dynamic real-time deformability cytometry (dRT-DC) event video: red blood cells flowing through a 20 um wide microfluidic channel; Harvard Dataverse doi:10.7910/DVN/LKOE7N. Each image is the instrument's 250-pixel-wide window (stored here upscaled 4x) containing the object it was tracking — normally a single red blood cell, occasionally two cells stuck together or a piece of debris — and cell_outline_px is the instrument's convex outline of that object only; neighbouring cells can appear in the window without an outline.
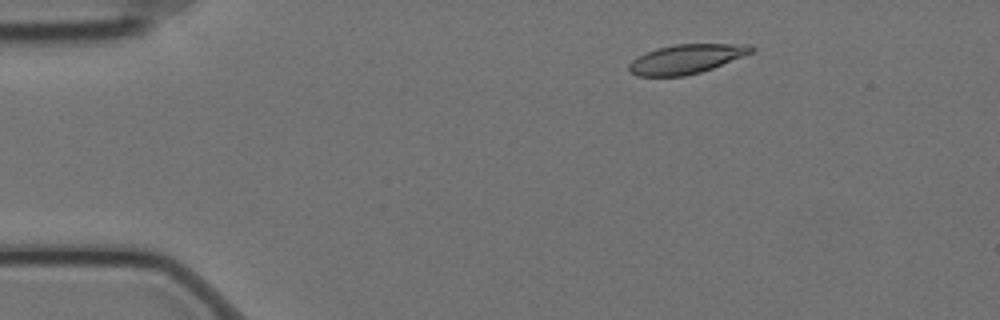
{"species": "Egyptian fruit bat (a non-hibernating species)", "species_latin": "Rousettus aegyptiacus", "temperature_condition": "cold", "stored_images_in_passage": 15, "camera_frame_rate_fps": 3000, "um_per_image_px": 0.085, "animal": {"sex": "female"}, "frame": {"image": 1, "passage_image": 3, "time_ms": 0.667, "image_size_px": [1000, 320], "cell_outline_px": [[756, 48], [752, 52], [712, 68], [700, 72], [684, 76], [636, 76], [628, 68], [628, 64], [632, 60], [656, 48], [676, 44], [752, 44]], "centroid_in_image_um": [58.34, 5.01], "position_along_channel_um": 26.7, "area_um2": 20.63}}
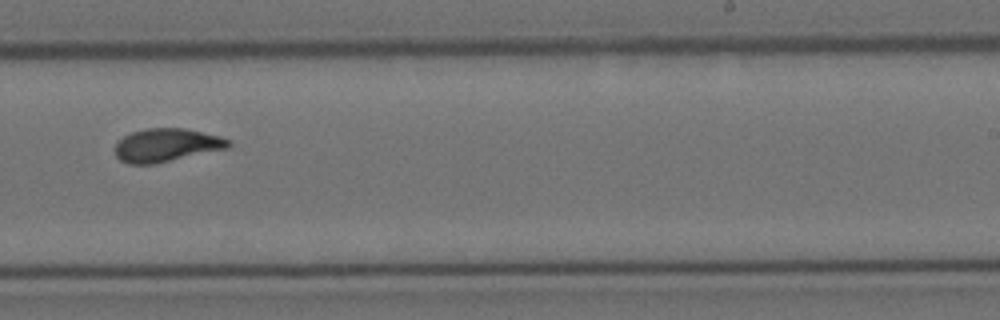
{"frame": {"image": 2, "passage_image": 10, "time_ms": 3.0, "image_size_px": [1000, 320], "cell_outline_px": [[232, 144], [228, 148], [156, 164], [128, 164], [120, 160], [116, 156], [116, 144], [124, 136], [132, 132], [148, 128], [184, 128], [220, 136], [232, 140]], "centroid_in_image_um": [14.18, 12.34], "position_along_channel_um": 274.8, "area_um2": 22.02}}
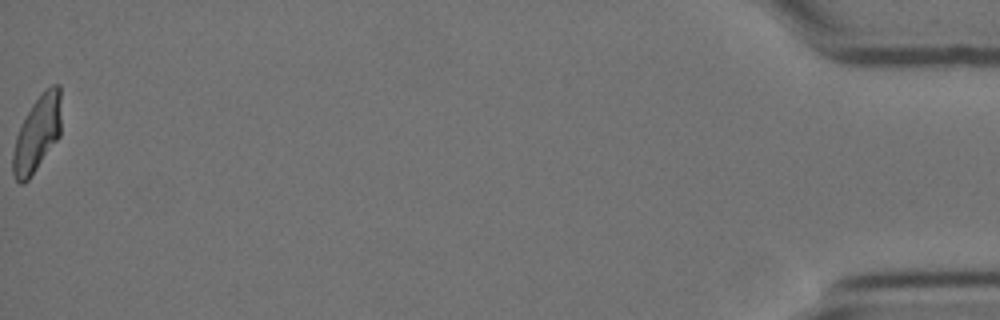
{"frame": {"image": 3, "passage_image": 15, "time_ms": 4.667, "image_size_px": [1000, 320], "cell_outline_px": [[60, 136], [28, 180], [24, 184], [20, 184], [16, 180], [12, 172], [12, 156], [16, 136], [20, 124], [32, 104], [52, 84], [60, 84]], "centroid_in_image_um": [3.14, 11.4], "position_along_channel_um": 432.1, "area_um2": 21.15}}